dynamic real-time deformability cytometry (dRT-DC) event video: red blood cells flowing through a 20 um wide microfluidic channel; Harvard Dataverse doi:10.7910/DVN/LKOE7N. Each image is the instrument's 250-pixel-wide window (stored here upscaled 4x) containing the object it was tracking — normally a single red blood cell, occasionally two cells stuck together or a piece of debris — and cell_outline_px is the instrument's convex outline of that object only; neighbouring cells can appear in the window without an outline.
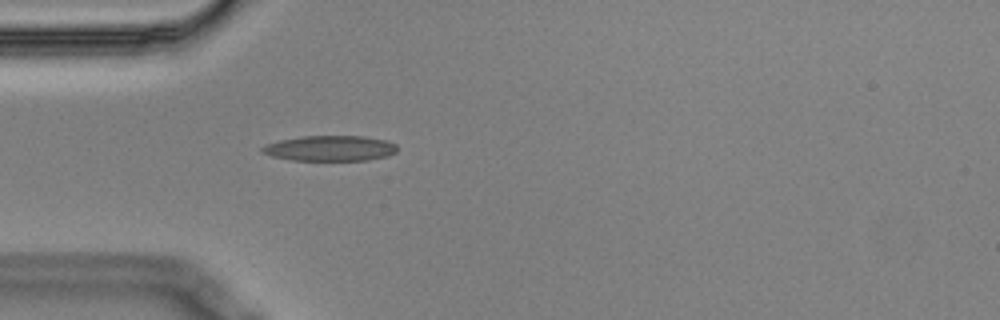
{"species": "Egyptian fruit bat (a non-hibernating species)", "species_latin": "Rousettus aegyptiacus", "temperature_condition": "cold", "stored_images_in_passage": 33, "camera_frame_rate_fps": 3000, "um_per_image_px": 0.085, "animal": {"sex": "male"}, "frame": {"image": 1, "passage_image": 1, "time_ms": 0.0, "image_size_px": [1000, 320], "cell_outline_px": [[396, 152], [388, 156], [368, 160], [292, 160], [272, 156], [260, 152], [260, 148], [268, 144], [280, 140], [300, 136], [364, 136], [384, 140], [396, 144]], "centroid_in_image_um": [28.05, 12.6], "position_along_channel_um": 57.0, "area_um2": 19.94}}
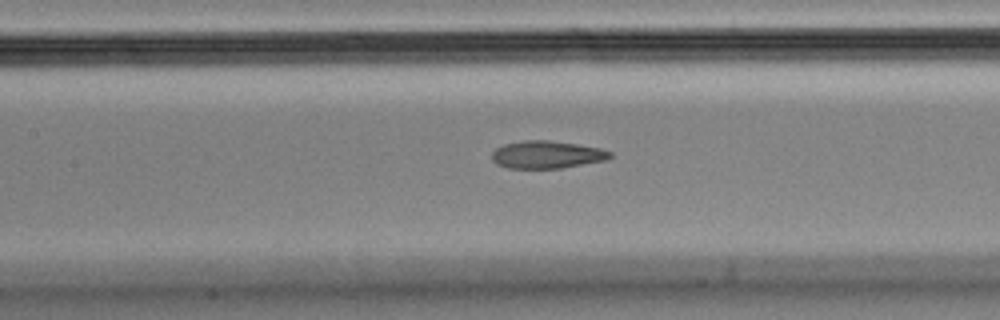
{"frame": {"image": 2, "passage_image": 10, "time_ms": 3.0, "image_size_px": [1000, 320], "cell_outline_px": [[612, 156], [608, 160], [560, 168], [508, 168], [496, 164], [492, 160], [492, 152], [496, 148], [504, 144], [524, 140], [548, 140], [576, 144], [600, 148], [612, 152]], "centroid_in_image_um": [46.48, 13.14], "position_along_channel_um": 160.9, "area_um2": 19.02}}
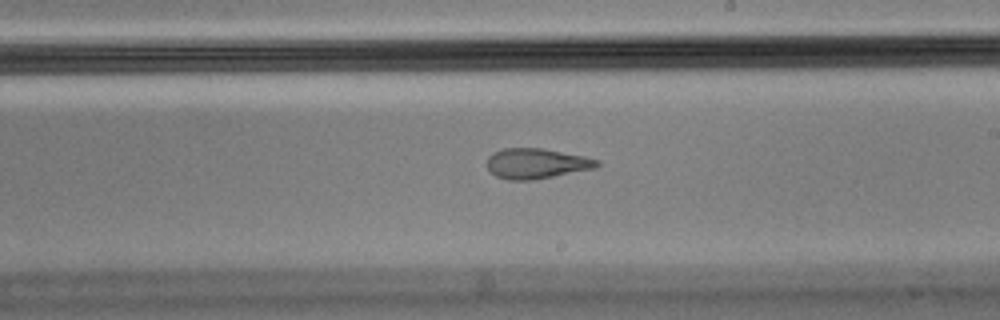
{"frame": {"image": 3, "passage_image": 17, "time_ms": 5.333, "image_size_px": [1000, 320], "cell_outline_px": [[600, 164], [596, 168], [532, 180], [508, 180], [496, 176], [488, 168], [488, 156], [492, 152], [504, 148], [544, 148], [584, 156], [600, 160]], "centroid_in_image_um": [45.61, 13.89], "position_along_channel_um": 243.4, "area_um2": 19.42}, "authors_computed_cell_mechanics": {"area_um2": 19.7098, "velocity_mm_per_s": 3.5478, "shape_relaxation_time_tau1_ms": null, "shape_relaxation_time_tau2_ms": 1.5019, "deformation_change_tau1": null, "deformation_change_tau2": 0.094}}